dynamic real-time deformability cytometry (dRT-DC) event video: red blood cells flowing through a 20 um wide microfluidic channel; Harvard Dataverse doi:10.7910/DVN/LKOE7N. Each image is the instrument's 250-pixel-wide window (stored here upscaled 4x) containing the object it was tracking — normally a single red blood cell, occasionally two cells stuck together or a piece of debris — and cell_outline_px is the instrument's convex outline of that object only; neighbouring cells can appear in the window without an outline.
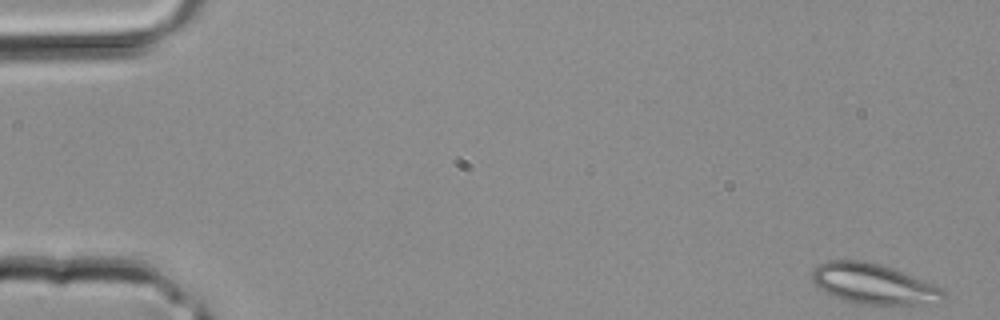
{"species": "common noctule bat (a hibernating species)", "species_latin": "Nyctalus noctula", "temperature_condition": "room temperature", "stored_images_in_passage": 3, "segment_of_instrument_passage": [2, 2], "camera_frame_rate_fps": 3000, "um_per_image_px": 0.085, "animal": {"sex": "male", "body_mass_g": 20.4}, "frame": {"image": 1, "passage_image": 3, "time_ms": 0.667, "image_size_px": [1000, 320], "cell_outline_px": [[944, 296], [936, 304], [860, 304], [844, 300], [820, 288], [812, 280], [812, 272], [820, 264], [828, 260], [864, 260], [880, 264], [892, 268], [932, 284], [940, 288], [944, 292]], "centroid_in_image_um": [74.25, 24.12], "position_along_channel_um": 10.8, "area_um2": 30.29}}